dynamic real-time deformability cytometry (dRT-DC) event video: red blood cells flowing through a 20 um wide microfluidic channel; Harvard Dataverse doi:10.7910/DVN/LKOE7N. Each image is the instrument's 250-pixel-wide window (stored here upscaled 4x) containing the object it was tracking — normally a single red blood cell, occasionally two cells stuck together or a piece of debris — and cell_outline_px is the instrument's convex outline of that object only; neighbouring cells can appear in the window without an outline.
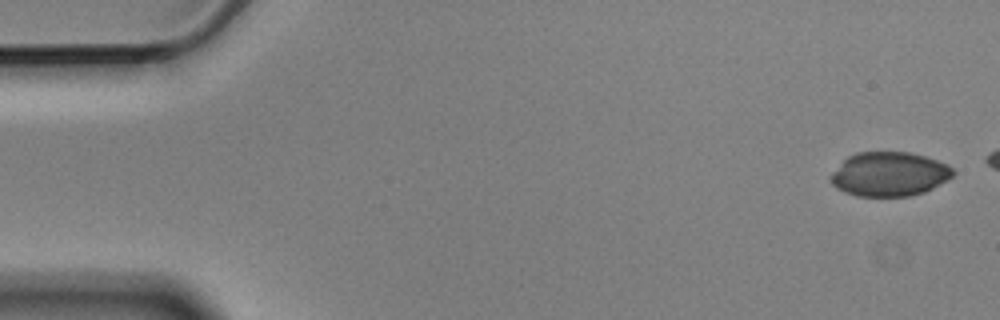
{"species": "Egyptian fruit bat (a non-hibernating species)", "species_latin": "Rousettus aegyptiacus", "temperature_condition": "cold", "stored_images_in_passage": 6, "camera_frame_rate_fps": 3000, "um_per_image_px": 0.085, "animal": {"sex": "male"}, "frame": {"image": 1, "passage_image": 1, "time_ms": 0.0, "image_size_px": [1000, 320], "cell_outline_px": [[956, 172], [948, 180], [924, 192], [908, 196], [856, 196], [844, 192], [836, 188], [832, 184], [832, 172], [848, 156], [856, 152], [908, 152], [924, 156], [948, 164]], "centroid_in_image_um": [75.6, 14.8], "position_along_channel_um": 9.4, "area_um2": 31.44}}